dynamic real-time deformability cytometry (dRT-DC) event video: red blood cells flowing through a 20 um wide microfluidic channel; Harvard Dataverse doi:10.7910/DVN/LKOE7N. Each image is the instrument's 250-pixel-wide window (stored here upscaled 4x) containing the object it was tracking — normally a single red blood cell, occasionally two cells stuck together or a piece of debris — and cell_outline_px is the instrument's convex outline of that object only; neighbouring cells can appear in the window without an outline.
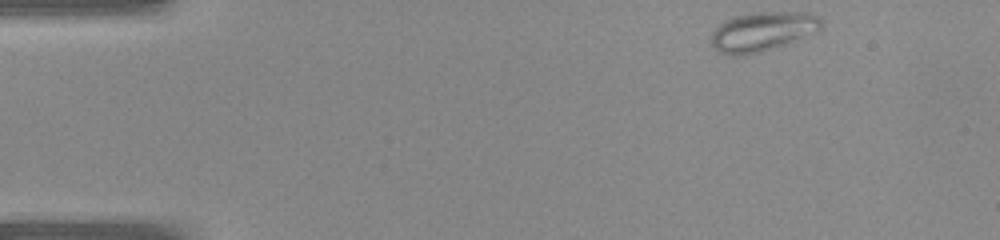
{"species": "common noctule bat (a hibernating species)", "species_latin": "Nyctalus noctula", "temperature_condition": "warm", "stored_images_in_passage": 37, "camera_frame_rate_fps": 3000, "um_per_image_px": 0.085, "animal": {"sex": "female", "body_mass_g": 22.0, "forearm_length_mm": 56.7}, "frame": {"image": 1, "passage_image": 1, "time_ms": 0.0, "image_size_px": [1000, 240], "cell_outline_px": [[820, 28], [816, 32], [784, 44], [760, 52], [740, 56], [732, 56], [720, 52], [712, 44], [712, 32], [720, 24], [732, 16], [756, 12], [812, 12], [820, 16]], "centroid_in_image_um": [64.82, 2.66], "position_along_channel_um": 20.2, "area_um2": 25.03}}
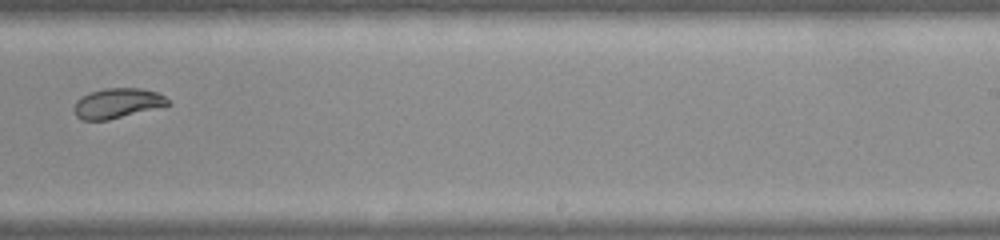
{"frame": {"image": 2, "passage_image": 22, "time_ms": 7.0, "image_size_px": [1000, 240], "cell_outline_px": [[172, 104], [108, 120], [84, 120], [76, 116], [72, 108], [76, 100], [92, 92], [104, 88], [140, 88], [156, 92], [164, 96]], "centroid_in_image_um": [9.96, 8.78], "position_along_channel_um": 279.0, "area_um2": 16.24}}
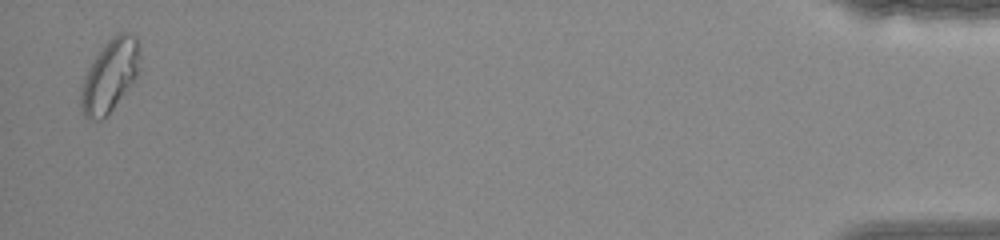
{"frame": {"image": 3, "passage_image": 36, "time_ms": 11.667, "image_size_px": [1000, 240], "cell_outline_px": [[140, 48], [136, 76], [112, 108], [100, 120], [88, 120], [84, 116], [80, 108], [80, 84], [92, 60], [104, 44], [116, 32], [128, 32], [136, 36], [140, 44]], "centroid_in_image_um": [9.29, 6.39], "position_along_channel_um": 425.9, "area_um2": 24.74}}